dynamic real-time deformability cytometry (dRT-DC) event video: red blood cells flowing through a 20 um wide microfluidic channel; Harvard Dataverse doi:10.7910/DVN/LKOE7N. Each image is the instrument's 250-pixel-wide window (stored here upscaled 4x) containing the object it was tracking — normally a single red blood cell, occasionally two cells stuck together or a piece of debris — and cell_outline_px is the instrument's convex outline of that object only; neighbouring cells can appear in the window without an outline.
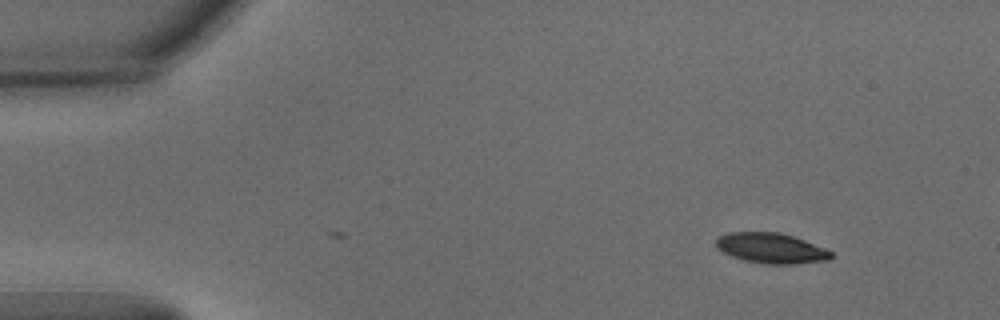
{"species": "common noctule bat (a hibernating species)", "species_latin": "Nyctalus noctula", "temperature_condition": "warm", "stored_images_in_passage": 2, "camera_frame_rate_fps": 3000, "um_per_image_px": 0.085, "animal": {"sex": "male", "body_mass_g": 15.6}, "frame": {"image": 1, "passage_image": 2, "time_ms": 0.333, "image_size_px": [1000, 320], "cell_outline_px": [[832, 256], [828, 260], [796, 264], [764, 264], [744, 260], [732, 256], [716, 248], [716, 240], [720, 236], [728, 232], [780, 232], [804, 240], [824, 248], [832, 252]], "centroid_in_image_um": [65.54, 21.1], "position_along_channel_um": 19.5, "area_um2": 20.23}}